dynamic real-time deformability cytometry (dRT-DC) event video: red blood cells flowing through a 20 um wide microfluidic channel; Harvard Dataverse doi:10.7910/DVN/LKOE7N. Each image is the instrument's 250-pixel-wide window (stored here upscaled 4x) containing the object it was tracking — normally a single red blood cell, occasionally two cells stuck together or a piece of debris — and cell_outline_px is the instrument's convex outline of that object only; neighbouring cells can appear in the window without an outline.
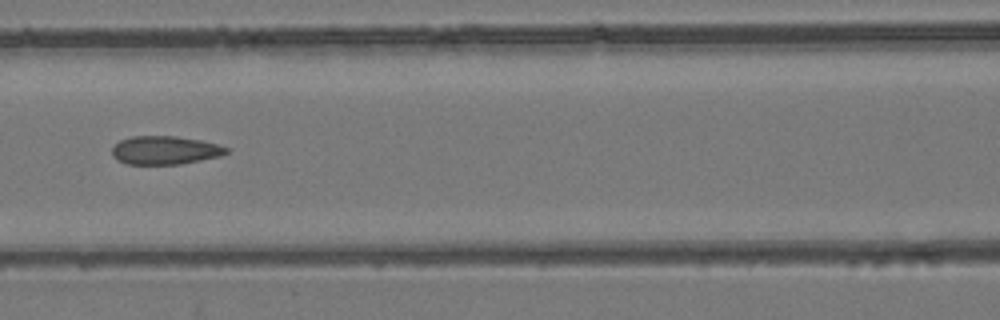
{"species": "common noctule bat (a hibernating species)", "species_latin": "Nyctalus noctula", "temperature_condition": "room temperature", "stored_images_in_passage": 7, "camera_frame_rate_fps": 3000, "um_per_image_px": 0.085, "animal": {"sex": "female", "body_mass_g": 24.6, "forearm_length_mm": 56.2}, "frame": {"image": 1, "passage_image": 7, "time_ms": 2.0, "image_size_px": [1000, 320], "cell_outline_px": [[228, 152], [220, 156], [180, 164], [128, 164], [116, 160], [112, 156], [112, 148], [120, 140], [132, 136], [176, 136], [200, 140], [216, 144], [228, 148]], "centroid_in_image_um": [13.99, 12.77], "position_along_channel_um": 152.6, "area_um2": 18.84}}